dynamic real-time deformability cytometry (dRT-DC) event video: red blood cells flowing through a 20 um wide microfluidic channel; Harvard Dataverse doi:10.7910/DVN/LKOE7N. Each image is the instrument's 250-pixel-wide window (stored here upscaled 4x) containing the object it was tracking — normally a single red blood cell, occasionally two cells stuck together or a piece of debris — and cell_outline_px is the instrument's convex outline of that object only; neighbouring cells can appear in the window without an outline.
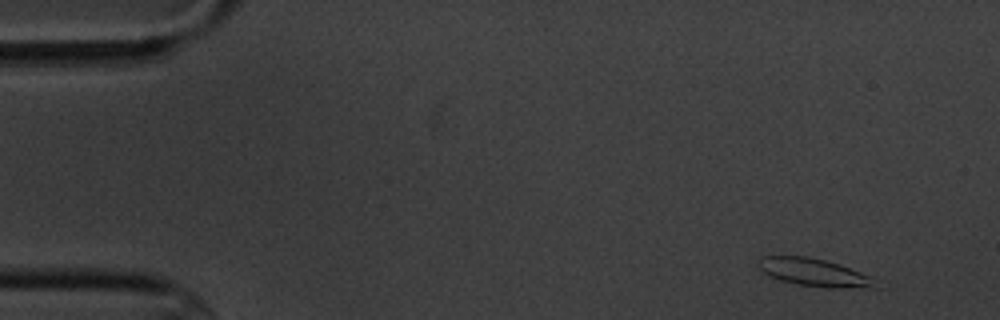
{"species": "common noctule bat (a hibernating species)", "species_latin": "Nyctalus noctula", "temperature_condition": "cold", "stored_images_in_passage": 4, "camera_frame_rate_fps": 3000, "um_per_image_px": 0.085, "animal": {"sex": "male", "body_mass_g": 20.1, "forearm_length_mm": 53.5}, "frame": {"image": 1, "passage_image": 1, "time_ms": 0.0, "image_size_px": [1000, 320], "cell_outline_px": [[880, 288], [828, 288], [796, 284], [780, 280], [768, 276], [756, 268], [756, 260], [760, 256], [808, 256], [840, 264], [872, 276]], "centroid_in_image_um": [69.18, 23.16], "position_along_channel_um": 15.8, "area_um2": 19.54}}
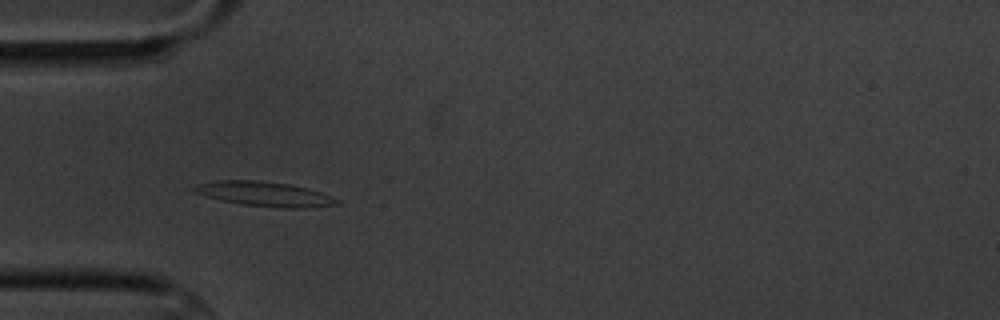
{"frame": {"image": 2, "passage_image": 4, "time_ms": 4.333, "image_size_px": [1000, 320], "cell_outline_px": [[340, 204], [304, 208], [284, 208], [244, 204], [204, 196], [196, 192], [192, 188], [196, 184], [216, 180], [256, 180], [288, 184], [320, 192], [332, 196], [340, 200]], "centroid_in_image_um": [22.5, 16.48], "position_along_channel_um": 62.5, "area_um2": 20.17}}